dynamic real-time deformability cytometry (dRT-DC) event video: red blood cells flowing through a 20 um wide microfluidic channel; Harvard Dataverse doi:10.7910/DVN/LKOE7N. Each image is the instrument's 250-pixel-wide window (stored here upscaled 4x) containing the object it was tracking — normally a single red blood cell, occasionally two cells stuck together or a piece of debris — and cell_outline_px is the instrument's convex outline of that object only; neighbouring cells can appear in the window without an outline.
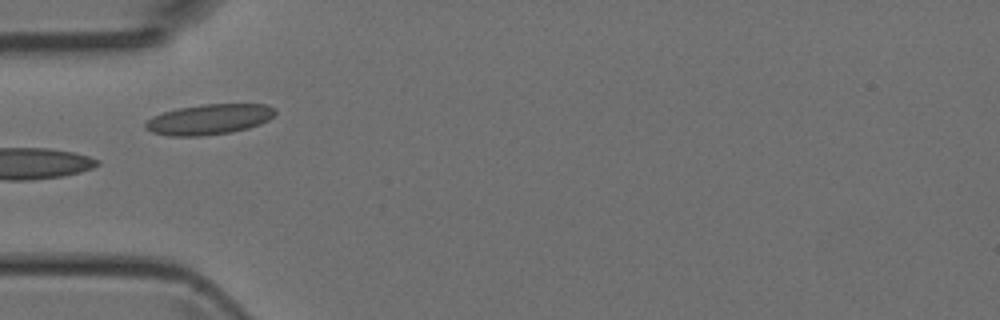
{"species": "Egyptian fruit bat (a non-hibernating species)", "species_latin": "Rousettus aegyptiacus", "temperature_condition": "room temperature", "stored_images_in_passage": 3, "camera_frame_rate_fps": 3000, "um_per_image_px": 0.085, "animal": {"sex": "female"}, "frame": {"image": 1, "passage_image": 3, "time_ms": 0.667, "image_size_px": [1000, 320], "cell_outline_px": [[276, 112], [268, 120], [260, 124], [248, 128], [228, 132], [200, 136], [168, 136], [152, 132], [144, 128], [144, 124], [152, 116], [176, 108], [204, 104], [268, 104], [276, 108]], "centroid_in_image_um": [17.77, 10.14], "position_along_channel_um": 67.2, "area_um2": 23.0}}